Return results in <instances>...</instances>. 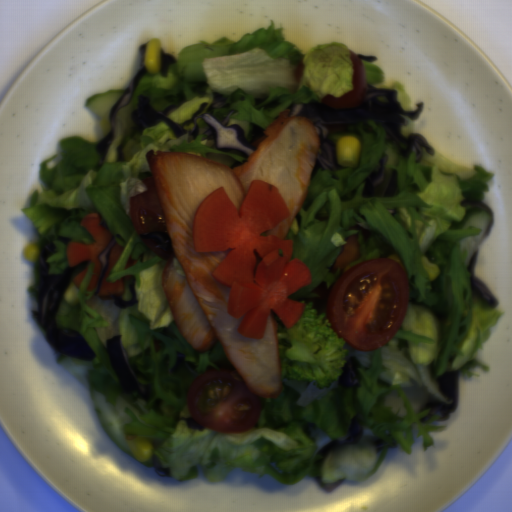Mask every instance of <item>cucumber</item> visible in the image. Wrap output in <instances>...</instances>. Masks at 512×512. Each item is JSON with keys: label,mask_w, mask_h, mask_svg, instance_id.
Here are the masks:
<instances>
[{"label": "cucumber", "mask_w": 512, "mask_h": 512, "mask_svg": "<svg viewBox=\"0 0 512 512\" xmlns=\"http://www.w3.org/2000/svg\"><path fill=\"white\" fill-rule=\"evenodd\" d=\"M138 99L139 97L133 93L130 102L117 112L115 135L105 154V161L109 163L129 161L139 151L141 133L134 131L131 120Z\"/></svg>", "instance_id": "cucumber-1"}, {"label": "cucumber", "mask_w": 512, "mask_h": 512, "mask_svg": "<svg viewBox=\"0 0 512 512\" xmlns=\"http://www.w3.org/2000/svg\"><path fill=\"white\" fill-rule=\"evenodd\" d=\"M493 221L494 212L486 205L467 211L458 225V229L461 230L467 227H477L481 229L480 234L473 237H467L461 240L458 244L459 254L467 251L464 266L470 275L473 272L474 258L477 250L489 234L493 226Z\"/></svg>", "instance_id": "cucumber-2"}, {"label": "cucumber", "mask_w": 512, "mask_h": 512, "mask_svg": "<svg viewBox=\"0 0 512 512\" xmlns=\"http://www.w3.org/2000/svg\"><path fill=\"white\" fill-rule=\"evenodd\" d=\"M124 91L125 90L122 89H111L102 93L95 94L87 98L85 101L84 106L98 114V124L103 132L104 137L111 129L110 111L121 98Z\"/></svg>", "instance_id": "cucumber-3"}]
</instances>
